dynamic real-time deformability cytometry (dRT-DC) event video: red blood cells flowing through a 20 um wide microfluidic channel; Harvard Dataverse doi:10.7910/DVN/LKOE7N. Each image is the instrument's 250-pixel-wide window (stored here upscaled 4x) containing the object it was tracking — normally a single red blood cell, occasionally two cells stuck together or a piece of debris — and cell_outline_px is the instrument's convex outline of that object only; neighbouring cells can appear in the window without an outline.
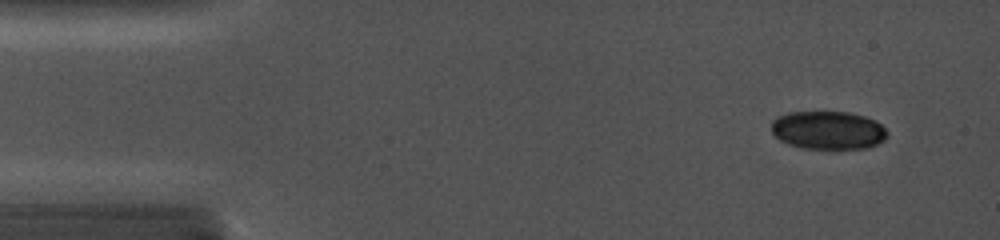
{"species": "common noctule bat (a hibernating species)", "species_latin": "Nyctalus noctula", "temperature_condition": "cold", "stored_images_in_passage": 11, "camera_frame_rate_fps": 5000, "um_per_image_px": 0.085, "animal": {"sex": "female", "body_mass_g": 19.0, "forearm_length_mm": 56.7}, "frame": {"image": 1, "passage_image": 4, "time_ms": 1.2, "image_size_px": [1000, 240], "cell_outline_px": [[888, 136], [884, 140], [868, 148], [836, 152], [828, 152], [800, 148], [788, 144], [780, 140], [772, 132], [772, 120], [776, 116], [788, 112], [848, 112], [864, 116], [876, 120], [888, 132]], "centroid_in_image_um": [70.4, 11.13], "position_along_channel_um": 14.6, "area_um2": 26.99}}
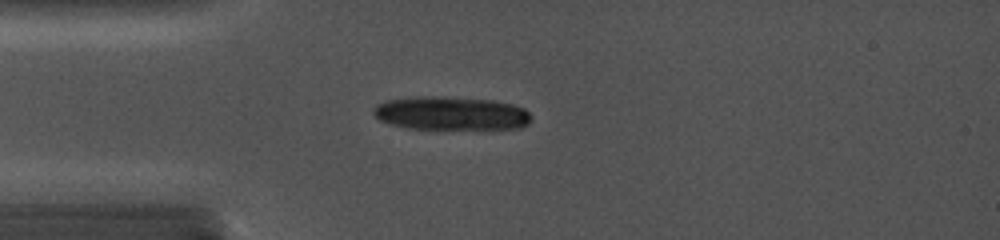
{"frame": {"image": 2, "passage_image": 11, "time_ms": 4.2, "image_size_px": [1000, 240], "cell_outline_px": [[532, 120], [528, 124], [520, 128], [408, 128], [392, 124], [380, 120], [372, 112], [372, 108], [376, 104], [384, 100], [412, 96], [428, 96], [492, 100], [512, 104], [524, 108], [532, 116]], "centroid_in_image_um": [38.31, 9.61], "position_along_channel_um": 46.7, "area_um2": 30.63}}